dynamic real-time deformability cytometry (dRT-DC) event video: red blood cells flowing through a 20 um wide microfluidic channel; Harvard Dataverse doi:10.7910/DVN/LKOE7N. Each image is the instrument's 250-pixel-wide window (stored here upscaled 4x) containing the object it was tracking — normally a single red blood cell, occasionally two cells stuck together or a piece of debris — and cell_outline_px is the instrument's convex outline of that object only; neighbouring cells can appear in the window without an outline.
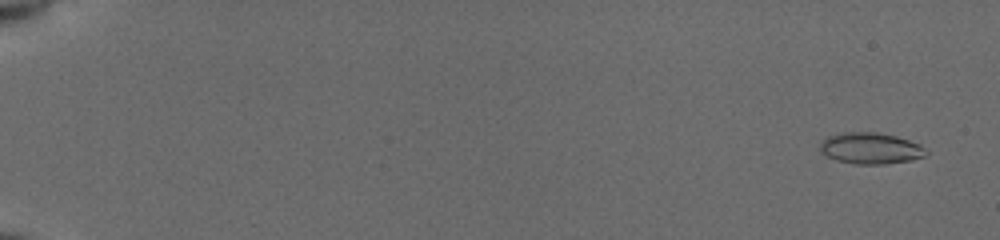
{"species": "common noctule bat (a hibernating species)", "species_latin": "Nyctalus noctula", "temperature_condition": "cold", "stored_images_in_passage": 55, "camera_frame_rate_fps": 3000, "um_per_image_px": 0.085, "animal": {"sex": "female", "body_mass_g": 19.5, "forearm_length_mm": 54.1}, "frame": {"image": 1, "passage_image": 3, "time_ms": 0.667, "image_size_px": [1000, 240], "cell_outline_px": [[928, 152], [924, 156], [908, 160], [884, 164], [856, 164], [836, 160], [820, 152], [820, 140], [828, 136], [844, 132], [876, 132], [896, 136], [920, 144]], "centroid_in_image_um": [73.96, 12.59], "position_along_channel_um": 11.0, "area_um2": 19.25}}
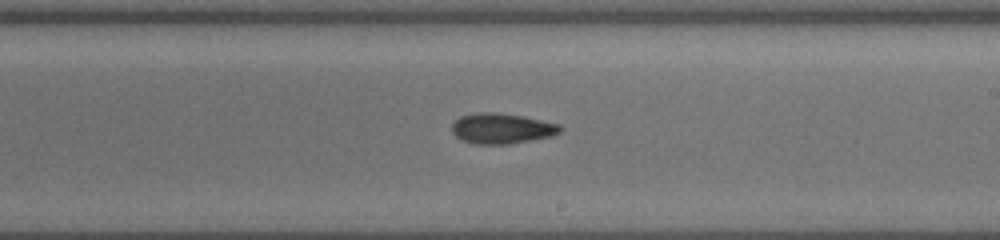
{"frame": {"image": 2, "passage_image": 35, "time_ms": 11.333, "image_size_px": [1000, 240], "cell_outline_px": [[560, 132], [552, 136], [508, 144], [472, 144], [460, 140], [452, 132], [452, 124], [460, 116], [476, 112], [492, 112], [524, 116], [560, 124]], "centroid_in_image_um": [42.61, 10.92], "position_along_channel_um": 246.4, "area_um2": 19.25}}
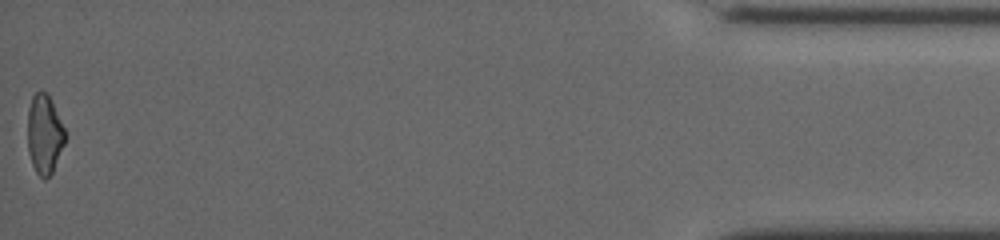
{"frame": {"image": 3, "passage_image": 55, "time_ms": 18.0, "image_size_px": [1000, 240], "cell_outline_px": [[64, 144], [52, 172], [44, 180], [36, 172], [32, 164], [28, 152], [28, 108], [32, 96], [36, 92], [48, 92], [52, 100], [64, 128]], "centroid_in_image_um": [3.76, 11.39], "position_along_channel_um": 431.4, "area_um2": 17.17}, "authors_computed_cell_mechanics": {"area_um2": 18.496, "velocity_mm_per_s": 3.9565, "shape_relaxation_time_tau1_ms": 9.4873, "shape_relaxation_time_tau2_ms": 9.8533, "deformation_change_tau1": 0.1772, "deformation_change_tau2": 0.1891}}